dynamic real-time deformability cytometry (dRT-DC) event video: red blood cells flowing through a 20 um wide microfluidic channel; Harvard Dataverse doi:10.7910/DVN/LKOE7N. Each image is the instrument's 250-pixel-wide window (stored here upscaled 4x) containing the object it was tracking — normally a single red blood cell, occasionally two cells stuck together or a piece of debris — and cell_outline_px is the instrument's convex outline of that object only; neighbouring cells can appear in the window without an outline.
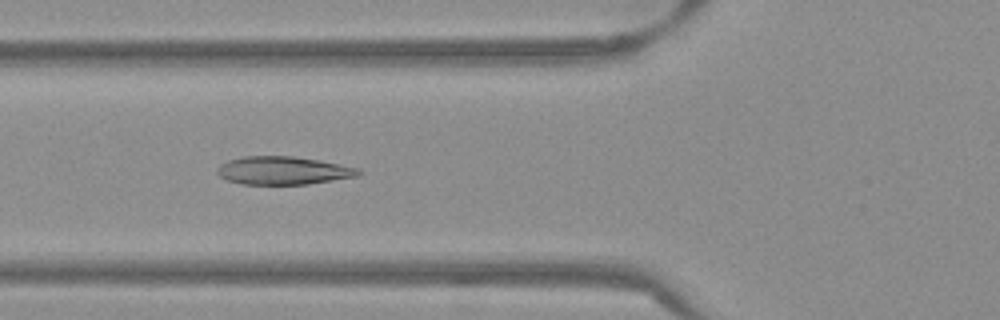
{"species": "Egyptian fruit bat (a non-hibernating species)", "species_latin": "Rousettus aegyptiacus", "temperature_condition": "warm", "stored_images_in_passage": 46, "camera_frame_rate_fps": 3000, "um_per_image_px": 0.085, "frame": {"image": 1, "passage_image": 12, "time_ms": 3.667, "image_size_px": [1000, 320], "cell_outline_px": [[364, 172], [360, 176], [308, 184], [240, 184], [228, 180], [220, 176], [216, 172], [216, 168], [220, 164], [228, 160], [244, 156], [292, 156], [320, 160], [360, 168]], "centroid_in_image_um": [24.1, 14.49], "position_along_channel_um": 101.7, "area_um2": 23.35}}
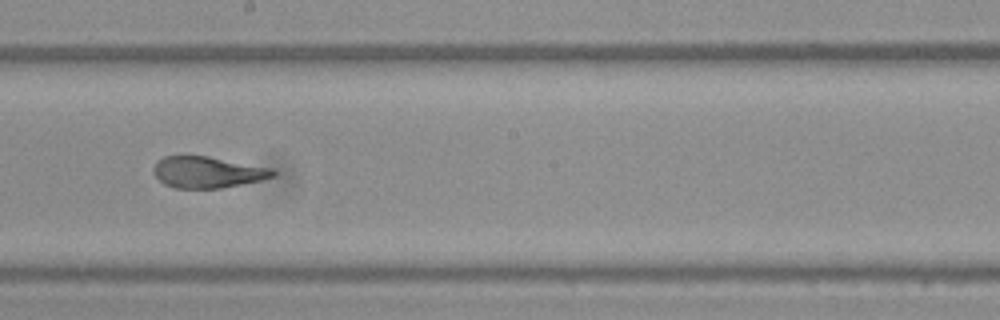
{"frame": {"image": 2, "passage_image": 22, "time_ms": 7.0, "image_size_px": [1000, 320], "cell_outline_px": [[276, 176], [260, 180], [220, 188], [176, 188], [164, 184], [152, 172], [152, 168], [156, 160], [164, 156], [208, 156], [272, 168], [276, 172]], "centroid_in_image_um": [17.61, 14.63], "position_along_channel_um": 230.6, "area_um2": 21.79}}
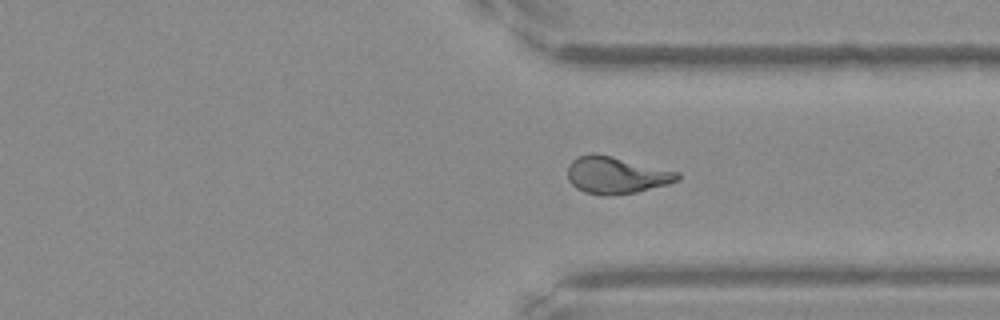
{"frame": {"image": 3, "passage_image": 32, "time_ms": 10.333, "image_size_px": [1000, 320], "cell_outline_px": [[680, 180], [668, 184], [636, 192], [612, 196], [604, 196], [584, 192], [576, 188], [568, 180], [568, 164], [576, 156], [592, 152], [596, 152], [680, 172]], "centroid_in_image_um": [52.36, 14.88], "position_along_channel_um": 359.0, "area_um2": 24.1}, "authors_computed_cell_mechanics": {"area_um2": 23.1489, "velocity_mm_per_s": 3.8519, "shape_relaxation_time_tau1_ms": null, "shape_relaxation_time_tau2_ms": 1.2606, "deformation_change_tau1": null, "deformation_change_tau2": 0.0779}}